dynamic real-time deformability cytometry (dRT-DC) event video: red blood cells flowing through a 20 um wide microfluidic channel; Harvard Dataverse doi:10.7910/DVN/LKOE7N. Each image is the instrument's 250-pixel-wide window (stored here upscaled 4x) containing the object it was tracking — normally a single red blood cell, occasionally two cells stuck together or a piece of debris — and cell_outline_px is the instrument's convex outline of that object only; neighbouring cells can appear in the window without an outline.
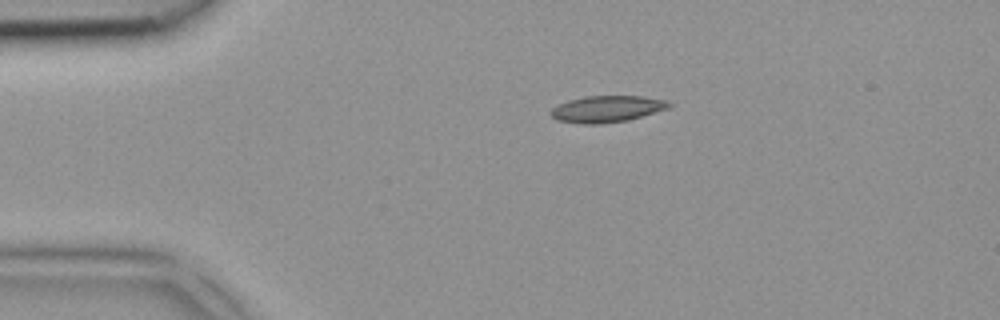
{"species": "common noctule bat (a hibernating species)", "species_latin": "Nyctalus noctula", "temperature_condition": "room temperature", "stored_images_in_passage": 6, "camera_frame_rate_fps": 3000, "um_per_image_px": 0.085, "animal": {"sex": "female", "body_mass_g": 18.4}, "frame": {"image": 1, "passage_image": 2, "time_ms": 0.333, "image_size_px": [1000, 320], "cell_outline_px": [[672, 104], [668, 108], [628, 120], [600, 124], [580, 124], [556, 120], [548, 112], [552, 108], [568, 100], [584, 96], [644, 96], [664, 100]], "centroid_in_image_um": [51.54, 9.26], "position_along_channel_um": 33.5, "area_um2": 18.26}}